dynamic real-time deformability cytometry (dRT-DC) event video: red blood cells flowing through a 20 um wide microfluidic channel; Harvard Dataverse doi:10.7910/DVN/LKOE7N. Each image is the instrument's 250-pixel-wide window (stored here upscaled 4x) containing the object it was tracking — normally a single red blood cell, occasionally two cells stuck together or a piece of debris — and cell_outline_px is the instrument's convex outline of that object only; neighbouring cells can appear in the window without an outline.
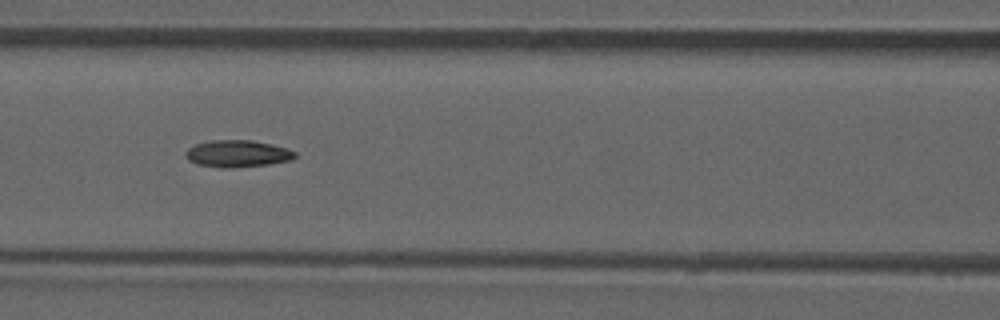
{"species": "common noctule bat (a hibernating species)", "species_latin": "Nyctalus noctula", "temperature_condition": "room temperature", "stored_images_in_passage": 53, "camera_frame_rate_fps": 3000, "um_per_image_px": 0.085, "animal": {"sex": "male", "forearm_length_mm": 52.5}, "frame": {"image": 1, "passage_image": 23, "time_ms": 7.333, "image_size_px": [1000, 320], "cell_outline_px": [[296, 156], [292, 160], [268, 164], [232, 168], [224, 168], [196, 164], [188, 160], [184, 156], [184, 152], [188, 148], [196, 144], [212, 140], [252, 140], [272, 144], [288, 148], [296, 152]], "centroid_in_image_um": [20.18, 13.06], "position_along_channel_um": 146.4, "area_um2": 17.34}, "authors_computed_cell_mechanics": {"area_um2": 16.8198, "velocity_mm_per_s": 3.8612, "shape_relaxation_time_tau1_ms": null, "shape_relaxation_time_tau2_ms": 4.7031, "deformation_change_tau1": null, "deformation_change_tau2": 0.1125}}